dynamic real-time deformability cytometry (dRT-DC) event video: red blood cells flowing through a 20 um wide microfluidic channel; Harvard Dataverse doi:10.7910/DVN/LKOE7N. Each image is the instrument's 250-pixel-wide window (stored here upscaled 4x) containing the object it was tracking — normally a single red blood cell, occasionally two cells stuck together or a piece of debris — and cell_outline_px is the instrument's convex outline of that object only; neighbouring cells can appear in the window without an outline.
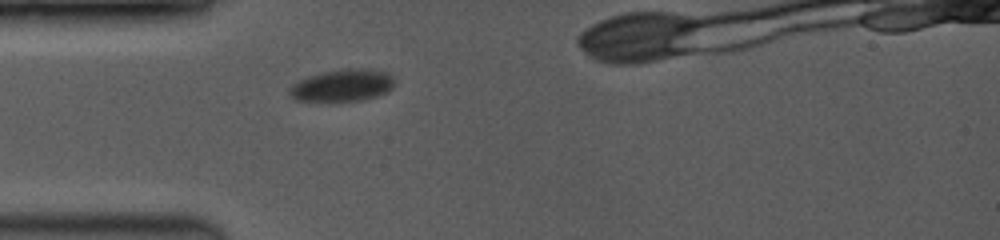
{"species": "common noctule bat (a hibernating species)", "species_latin": "Nyctalus noctula", "temperature_condition": "room temperature", "stored_images_in_passage": 42, "camera_frame_rate_fps": 3500, "um_per_image_px": 0.085, "animal": {"sex": "female", "body_mass_g": 19.0, "forearm_length_mm": 53.3}, "frame": {"image": 1, "passage_image": 1, "time_ms": 0.0, "image_size_px": [1000, 240], "cell_outline_px": [[392, 88], [388, 92], [364, 100], [332, 104], [296, 100], [288, 96], [288, 88], [292, 84], [300, 80], [324, 72], [348, 68], [356, 68], [384, 72], [392, 76]], "centroid_in_image_um": [29.03, 7.33], "position_along_channel_um": 56.0, "area_um2": 20.11}}
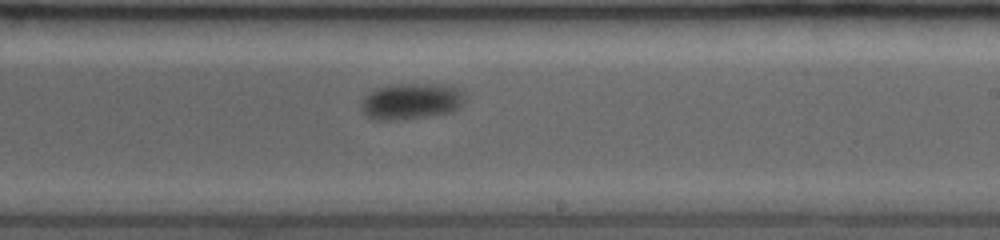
{"frame": {"image": 2, "passage_image": 18, "time_ms": 5.429, "image_size_px": [1000, 240], "cell_outline_px": [[464, 100], [452, 112], [400, 120], [376, 120], [368, 116], [360, 108], [364, 96], [376, 88], [400, 84], [440, 84], [456, 88], [464, 92]], "centroid_in_image_um": [34.93, 8.61], "position_along_channel_um": 254.1, "area_um2": 21.62}}
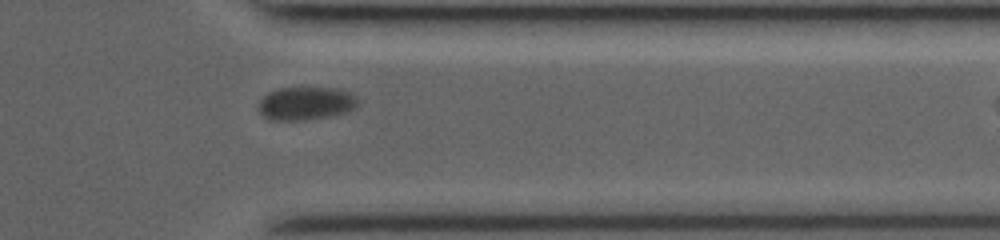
{"frame": {"image": 3, "passage_image": 31, "time_ms": 8.857, "image_size_px": [1000, 240], "cell_outline_px": [[356, 108], [348, 112], [332, 116], [304, 120], [272, 120], [264, 116], [256, 108], [260, 100], [268, 92], [280, 88], [340, 88], [352, 92], [356, 96]], "centroid_in_image_um": [26.01, 8.79], "position_along_channel_um": 385.4, "area_um2": 19.42}}